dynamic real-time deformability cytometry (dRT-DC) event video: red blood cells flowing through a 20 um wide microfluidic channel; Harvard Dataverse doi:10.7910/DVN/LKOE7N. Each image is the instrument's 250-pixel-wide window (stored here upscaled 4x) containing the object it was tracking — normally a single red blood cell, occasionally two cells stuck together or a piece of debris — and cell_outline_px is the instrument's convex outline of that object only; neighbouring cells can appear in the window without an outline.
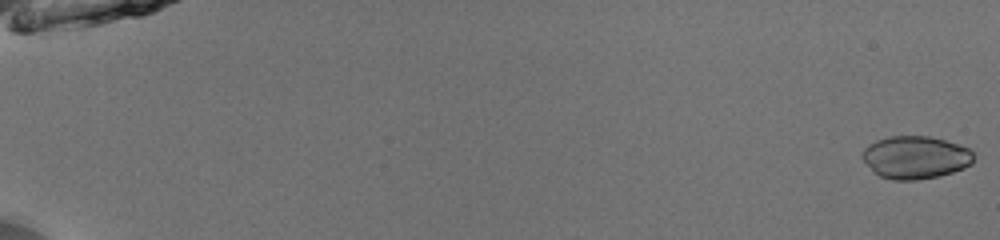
{"species": "common noctule bat (a hibernating species)", "species_latin": "Nyctalus noctula", "temperature_condition": "room temperature", "stored_images_in_passage": 53, "camera_frame_rate_fps": 3000, "um_per_image_px": 0.085, "animal": {"sex": "male", "body_mass_g": 13.0, "forearm_length_mm": 53.1}, "frame": {"image": 1, "passage_image": 1, "time_ms": 0.0, "image_size_px": [1000, 240], "cell_outline_px": [[972, 164], [964, 168], [952, 172], [936, 176], [916, 180], [892, 180], [880, 176], [872, 172], [860, 156], [864, 148], [868, 144], [876, 140], [888, 136], [928, 136], [944, 140], [968, 148], [972, 152]], "centroid_in_image_um": [77.75, 13.38], "position_along_channel_um": 7.3, "area_um2": 27.74}}
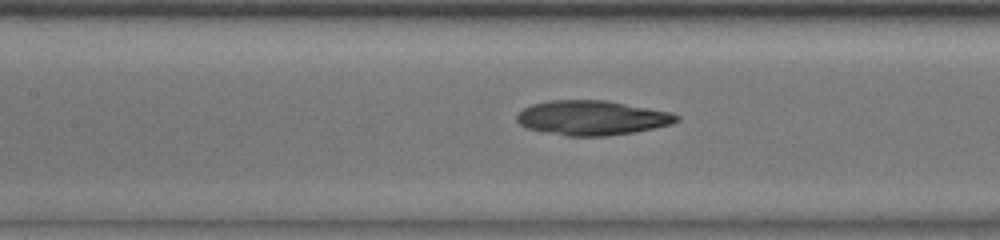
{"frame": {"image": 2, "passage_image": 27, "time_ms": 8.667, "image_size_px": [1000, 240], "cell_outline_px": [[680, 120], [672, 124], [656, 128], [632, 132], [604, 136], [568, 136], [528, 128], [520, 124], [516, 120], [516, 116], [524, 108], [532, 104], [548, 100], [604, 100], [672, 112], [680, 116]], "centroid_in_image_um": [50.35, 10.01], "position_along_channel_um": 157.0, "area_um2": 32.08}}
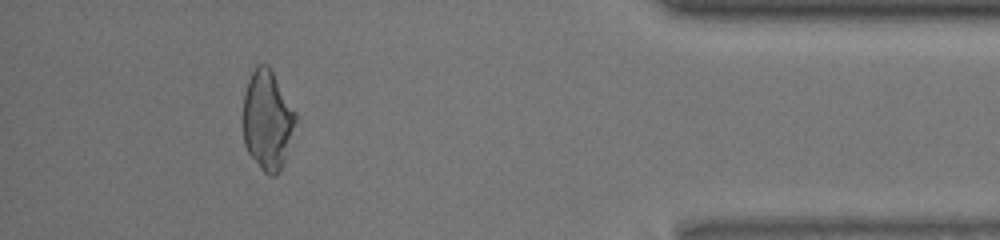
{"frame": {"image": 3, "passage_image": 49, "time_ms": 16.0, "image_size_px": [1000, 240], "cell_outline_px": [[296, 120], [284, 164], [276, 176], [268, 176], [264, 172], [248, 152], [244, 144], [244, 92], [248, 80], [256, 64], [268, 64], [296, 112]], "centroid_in_image_um": [22.73, 10.22], "position_along_channel_um": 412.5, "area_um2": 30.35}}